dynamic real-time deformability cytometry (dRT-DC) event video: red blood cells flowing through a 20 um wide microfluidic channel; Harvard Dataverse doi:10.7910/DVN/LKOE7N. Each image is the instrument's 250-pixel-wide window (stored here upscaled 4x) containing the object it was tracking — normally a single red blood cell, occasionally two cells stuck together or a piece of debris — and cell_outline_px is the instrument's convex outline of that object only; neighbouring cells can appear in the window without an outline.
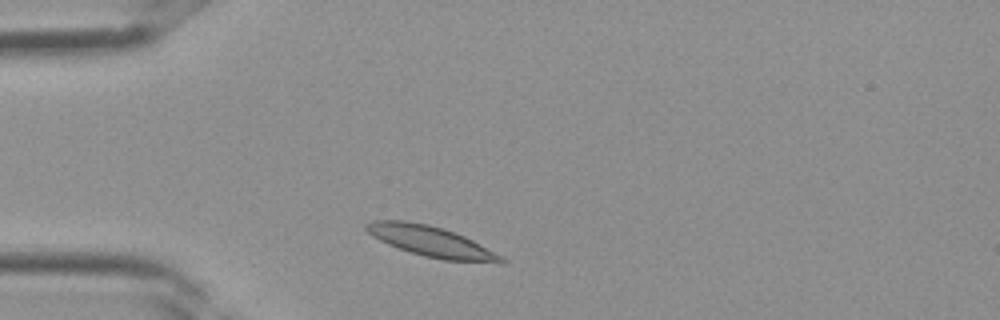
{"species": "Egyptian fruit bat (a non-hibernating species)", "species_latin": "Rousettus aegyptiacus", "temperature_condition": "room temperature", "stored_images_in_passage": 1, "camera_frame_rate_fps": 3000, "um_per_image_px": 0.085, "frame": {"image": 1, "passage_image": 1, "time_ms": 0.0, "image_size_px": [1000, 320], "cell_outline_px": [[508, 264], [500, 264], [444, 260], [424, 256], [388, 244], [372, 236], [364, 228], [364, 224], [372, 220], [404, 220], [428, 224], [444, 228], [464, 236], [480, 244], [508, 260]], "centroid_in_image_um": [36.69, 20.53], "position_along_channel_um": 48.3, "area_um2": 24.16}}